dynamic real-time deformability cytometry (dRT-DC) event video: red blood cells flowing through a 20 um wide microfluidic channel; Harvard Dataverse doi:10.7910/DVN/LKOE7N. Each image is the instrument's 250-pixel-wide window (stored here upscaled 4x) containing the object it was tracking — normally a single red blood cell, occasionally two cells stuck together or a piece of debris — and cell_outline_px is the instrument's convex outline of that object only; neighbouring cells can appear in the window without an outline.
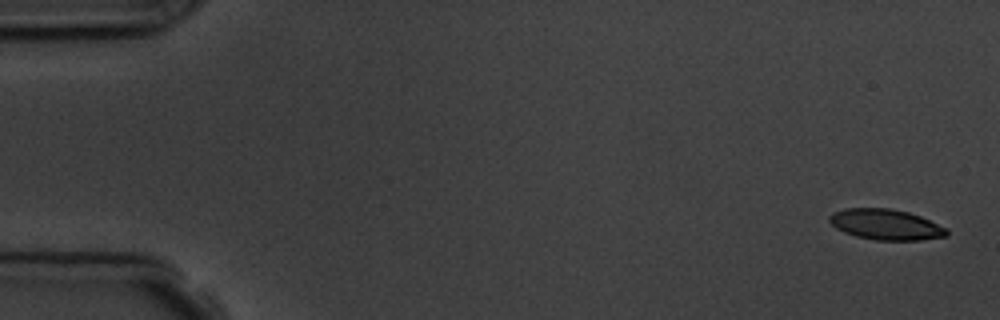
{"species": "common noctule bat (a hibernating species)", "species_latin": "Nyctalus noctula", "temperature_condition": "room temperature", "stored_images_in_passage": 6, "camera_frame_rate_fps": 3000, "um_per_image_px": 0.085, "animal": {"sex": "male", "body_mass_g": 19.5, "forearm_length_mm": 54.6}, "frame": {"image": 1, "passage_image": 1, "time_ms": 0.0, "image_size_px": [1000, 320], "cell_outline_px": [[948, 236], [920, 240], [876, 240], [856, 236], [844, 232], [836, 228], [828, 220], [828, 216], [832, 212], [844, 208], [888, 208], [908, 212], [920, 216], [948, 228]], "centroid_in_image_um": [75.29, 19.08], "position_along_channel_um": 9.7, "area_um2": 21.04}}
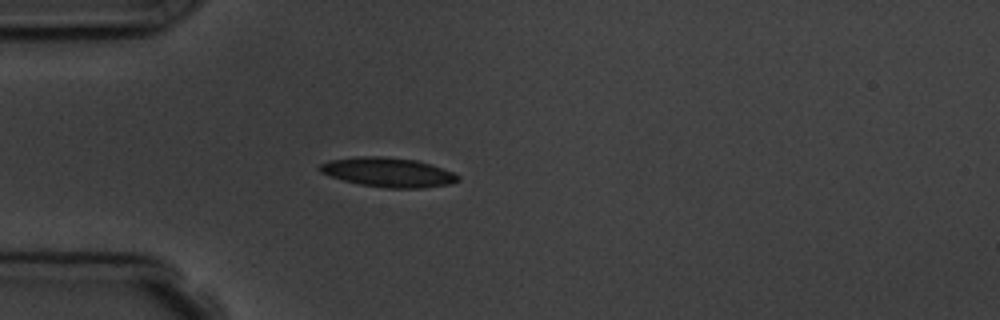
{"frame": {"image": 2, "passage_image": 5, "time_ms": 4.667, "image_size_px": [1000, 320], "cell_outline_px": [[460, 180], [448, 184], [420, 188], [384, 188], [360, 184], [344, 180], [320, 172], [316, 168], [320, 164], [328, 160], [356, 156], [384, 156], [416, 160], [452, 172], [460, 176]], "centroid_in_image_um": [32.94, 14.63], "position_along_channel_um": 52.1, "area_um2": 23.58}}